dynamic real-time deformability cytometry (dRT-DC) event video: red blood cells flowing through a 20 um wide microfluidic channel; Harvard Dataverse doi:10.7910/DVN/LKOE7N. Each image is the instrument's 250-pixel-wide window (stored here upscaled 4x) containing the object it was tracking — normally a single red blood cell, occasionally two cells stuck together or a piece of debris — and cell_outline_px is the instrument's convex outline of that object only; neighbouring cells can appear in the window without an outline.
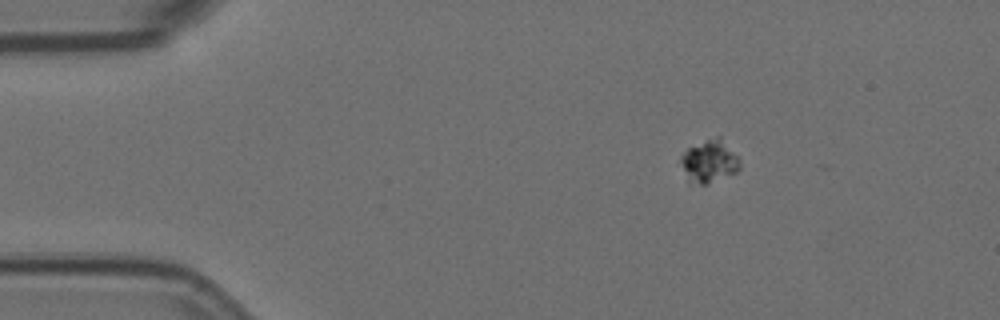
{"species": "Egyptian fruit bat (a non-hibernating species)", "species_latin": "Rousettus aegyptiacus", "temperature_condition": "room temperature", "stored_images_in_passage": 3, "camera_frame_rate_fps": 3000, "um_per_image_px": 0.085, "animal": {"sex": "female"}, "frame": {"image": 1, "passage_image": 1, "time_ms": 0.0, "image_size_px": [1000, 320], "cell_outline_px": [[740, 168], [736, 172], [708, 184], [688, 184], [680, 160], [680, 156], [688, 148], [716, 136], [720, 136], [740, 160]], "centroid_in_image_um": [60.27, 13.74], "position_along_channel_um": 24.7, "area_um2": 14.62}}